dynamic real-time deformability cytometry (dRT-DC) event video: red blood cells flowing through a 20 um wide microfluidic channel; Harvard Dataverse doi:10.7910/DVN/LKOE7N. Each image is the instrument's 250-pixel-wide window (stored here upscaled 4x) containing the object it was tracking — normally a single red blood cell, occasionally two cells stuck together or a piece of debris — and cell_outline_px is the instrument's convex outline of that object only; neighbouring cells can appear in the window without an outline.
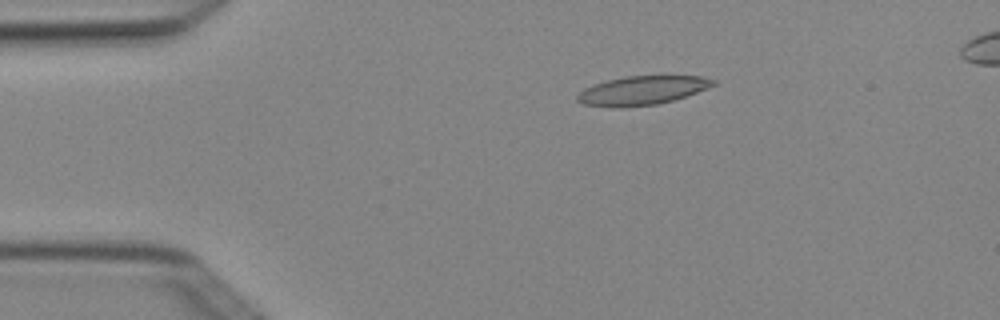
{"species": "Egyptian fruit bat (a non-hibernating species)", "species_latin": "Rousettus aegyptiacus", "temperature_condition": "cold", "stored_images_in_passage": 3, "camera_frame_rate_fps": 3000, "um_per_image_px": 0.085, "animal": {"sex": "female"}, "frame": {"image": 1, "passage_image": 1, "time_ms": 0.0, "image_size_px": [1000, 320], "cell_outline_px": [[716, 84], [708, 88], [672, 100], [656, 104], [620, 108], [584, 104], [576, 100], [576, 96], [584, 88], [608, 80], [624, 76], [700, 76], [716, 80]], "centroid_in_image_um": [54.57, 7.68], "position_along_channel_um": 30.4, "area_um2": 22.6}}